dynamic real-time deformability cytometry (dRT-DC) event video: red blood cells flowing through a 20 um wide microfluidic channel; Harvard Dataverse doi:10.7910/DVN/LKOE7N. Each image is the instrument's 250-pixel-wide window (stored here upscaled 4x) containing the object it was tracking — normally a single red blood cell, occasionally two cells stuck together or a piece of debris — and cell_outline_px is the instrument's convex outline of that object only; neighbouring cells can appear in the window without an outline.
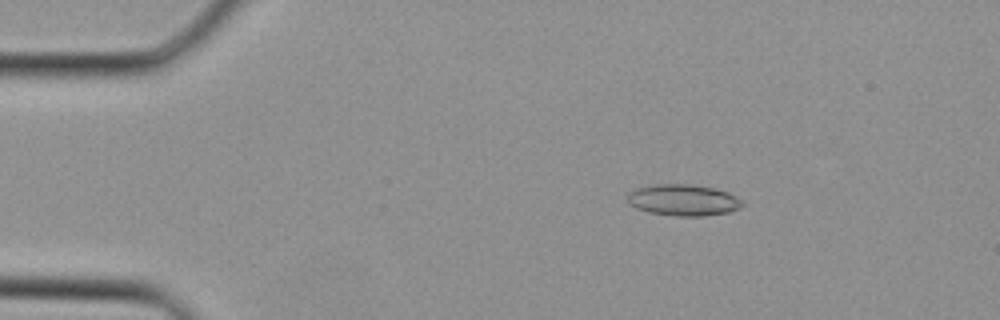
{"species": "Egyptian fruit bat (a non-hibernating species)", "species_latin": "Rousettus aegyptiacus", "temperature_condition": "cold", "stored_images_in_passage": 33, "camera_frame_rate_fps": 3000, "um_per_image_px": 0.085, "animal": {"sex": "female"}, "frame": {"image": 1, "passage_image": 3, "time_ms": 0.667, "image_size_px": [1000, 320], "cell_outline_px": [[744, 204], [740, 208], [728, 212], [704, 216], [676, 216], [648, 212], [636, 208], [628, 204], [628, 192], [636, 188], [652, 184], [692, 184], [712, 188], [728, 192], [736, 196]], "centroid_in_image_um": [58.05, 17.0], "position_along_channel_um": 27.0, "area_um2": 21.1}}
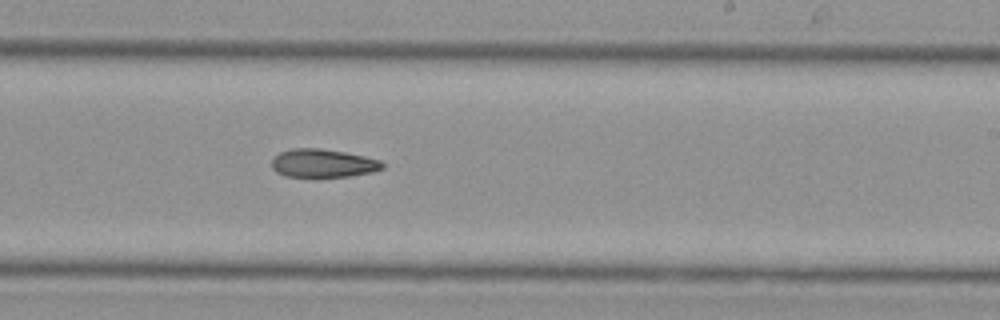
{"frame": {"image": 2, "passage_image": 19, "time_ms": 6.0, "image_size_px": [1000, 320], "cell_outline_px": [[384, 168], [372, 172], [348, 176], [284, 176], [276, 172], [272, 168], [272, 156], [280, 152], [292, 148], [320, 148], [344, 152], [364, 156], [380, 160], [384, 164]], "centroid_in_image_um": [27.42, 13.86], "position_along_channel_um": 261.6, "area_um2": 18.21}}
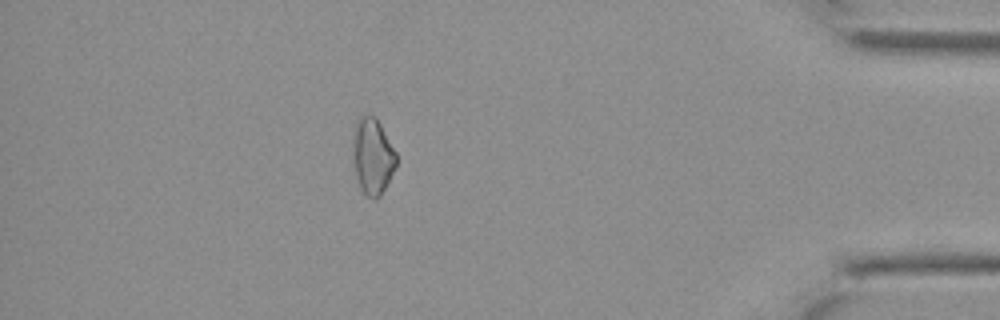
{"frame": {"image": 3, "passage_image": 29, "time_ms": 9.333, "image_size_px": [1000, 320], "cell_outline_px": [[396, 168], [380, 196], [376, 200], [372, 200], [360, 188], [356, 176], [352, 152], [352, 140], [356, 120], [360, 116], [376, 116], [396, 152]], "centroid_in_image_um": [31.66, 13.28], "position_along_channel_um": 403.5, "area_um2": 19.42}}